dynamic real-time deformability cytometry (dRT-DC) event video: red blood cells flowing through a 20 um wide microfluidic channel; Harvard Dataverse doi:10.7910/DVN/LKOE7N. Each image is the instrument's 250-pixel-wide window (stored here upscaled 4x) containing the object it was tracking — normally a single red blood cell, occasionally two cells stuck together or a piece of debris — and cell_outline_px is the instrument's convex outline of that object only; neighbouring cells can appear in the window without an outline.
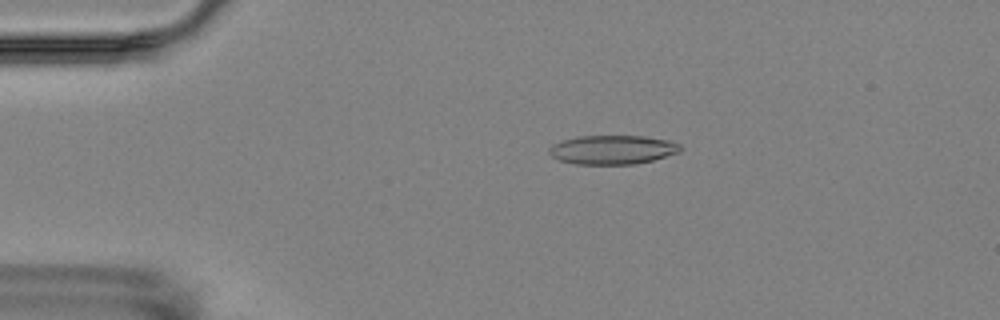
{"species": "Egyptian fruit bat (a non-hibernating species)", "species_latin": "Rousettus aegyptiacus", "temperature_condition": "room temperature", "stored_images_in_passage": 16, "camera_frame_rate_fps": 3000, "um_per_image_px": 0.085, "animal": {"sex": "female"}, "frame": {"image": 1, "passage_image": 4, "time_ms": 3.333, "image_size_px": [1000, 320], "cell_outline_px": [[684, 148], [680, 152], [652, 160], [632, 164], [576, 164], [560, 160], [552, 156], [548, 152], [548, 148], [552, 144], [560, 140], [580, 136], [644, 136], [672, 140], [680, 144]], "centroid_in_image_um": [52.08, 12.71], "position_along_channel_um": 32.9, "area_um2": 22.37}}
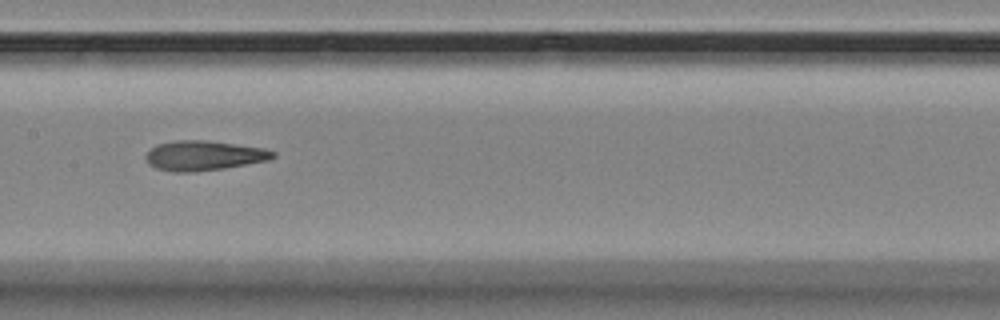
{"frame": {"image": 2, "passage_image": 9, "time_ms": 9.0, "image_size_px": [1000, 320], "cell_outline_px": [[276, 156], [268, 160], [224, 168], [196, 172], [176, 172], [156, 168], [148, 164], [144, 156], [156, 144], [176, 140], [204, 140], [264, 148], [276, 152]], "centroid_in_image_um": [17.3, 13.22], "position_along_channel_um": 190.1, "area_um2": 22.02}}
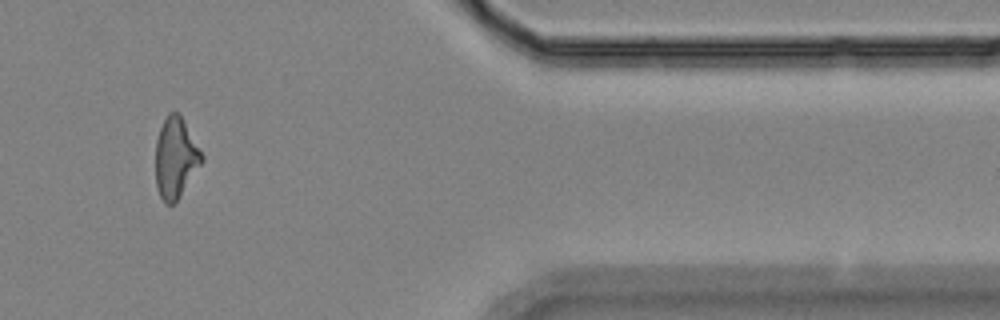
{"frame": {"image": 3, "passage_image": 14, "time_ms": 15.667, "image_size_px": [1000, 320], "cell_outline_px": [[204, 160], [176, 200], [172, 204], [164, 204], [160, 196], [156, 184], [156, 140], [160, 128], [168, 112], [176, 112], [180, 116], [204, 156]], "centroid_in_image_um": [14.91, 13.42], "position_along_channel_um": 396.5, "area_um2": 21.15}, "authors_computed_cell_mechanics": {"area_um2": 21.9062, "velocity_mm_per_s": 3.527, "shape_relaxation_time_tau1_ms": 3.9715, "shape_relaxation_time_tau2_ms": 2.1281, "deformation_change_tau1": 0.156, "deformation_change_tau2": 0.1233}}